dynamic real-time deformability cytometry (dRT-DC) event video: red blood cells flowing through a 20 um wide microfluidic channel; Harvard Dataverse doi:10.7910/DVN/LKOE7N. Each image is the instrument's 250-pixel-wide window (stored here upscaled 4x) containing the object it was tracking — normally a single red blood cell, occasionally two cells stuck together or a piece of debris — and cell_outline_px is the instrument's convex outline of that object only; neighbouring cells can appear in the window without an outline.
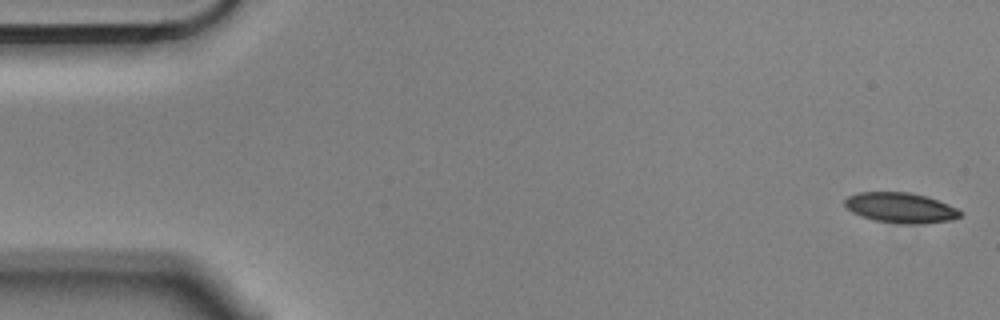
{"species": "Egyptian fruit bat (a non-hibernating species)", "species_latin": "Rousettus aegyptiacus", "temperature_condition": "cold", "stored_images_in_passage": 6, "camera_frame_rate_fps": 3000, "um_per_image_px": 0.085, "animal": {"sex": "male"}, "frame": {"image": 1, "passage_image": 1, "time_ms": 0.0, "image_size_px": [1000, 320], "cell_outline_px": [[960, 216], [952, 220], [912, 224], [900, 224], [876, 220], [860, 216], [852, 212], [844, 204], [844, 200], [848, 196], [860, 192], [908, 192], [928, 196], [948, 204], [956, 208], [960, 212]], "centroid_in_image_um": [76.53, 17.65], "position_along_channel_um": 8.5, "area_um2": 20.23}}